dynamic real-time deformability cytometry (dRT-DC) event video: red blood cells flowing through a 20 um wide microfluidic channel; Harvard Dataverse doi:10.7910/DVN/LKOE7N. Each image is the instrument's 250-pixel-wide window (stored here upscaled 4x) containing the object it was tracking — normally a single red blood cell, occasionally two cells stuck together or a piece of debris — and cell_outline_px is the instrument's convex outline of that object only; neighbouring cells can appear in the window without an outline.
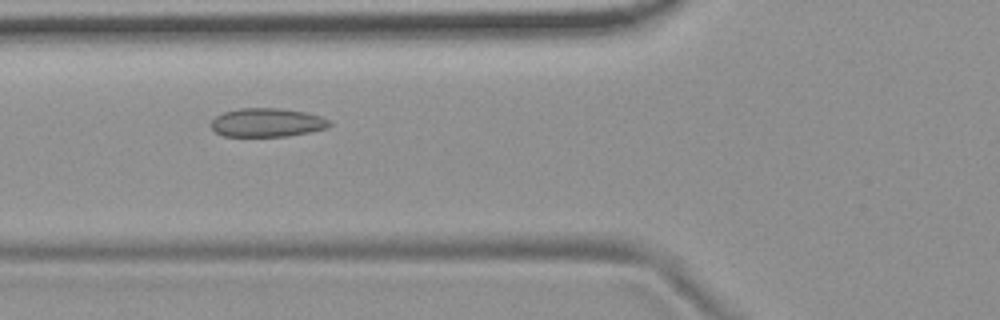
{"species": "common noctule bat (a hibernating species)", "species_latin": "Nyctalus noctula", "temperature_condition": "room temperature", "stored_images_in_passage": 41, "camera_frame_rate_fps": 3000, "um_per_image_px": 0.085, "animal": {"sex": "female", "body_mass_g": 19.9}, "frame": {"image": 1, "passage_image": 7, "time_ms": 2.0, "image_size_px": [1000, 320], "cell_outline_px": [[332, 124], [328, 128], [288, 136], [224, 136], [216, 132], [212, 128], [212, 120], [216, 116], [224, 112], [240, 108], [280, 108], [304, 112], [320, 116], [332, 120]], "centroid_in_image_um": [22.74, 10.41], "position_along_channel_um": 103.1, "area_um2": 19.77}}
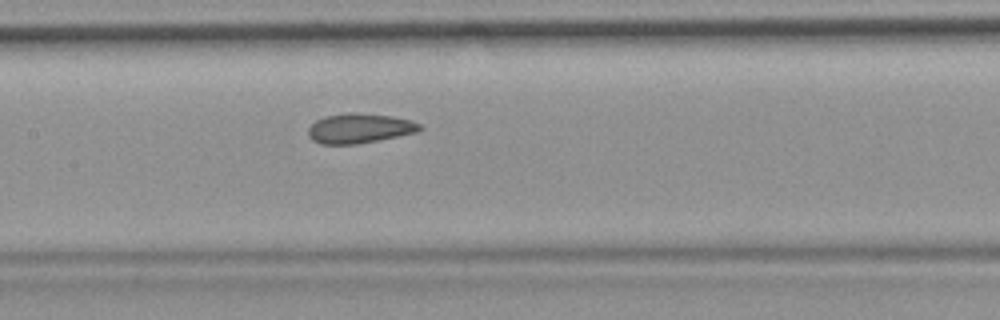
{"frame": {"image": 2, "passage_image": 13, "time_ms": 4.0, "image_size_px": [1000, 320], "cell_outline_px": [[424, 128], [416, 132], [356, 144], [320, 144], [312, 140], [308, 136], [308, 128], [316, 120], [324, 116], [348, 112], [352, 112], [392, 116], [412, 120], [420, 124]], "centroid_in_image_um": [30.53, 10.9], "position_along_channel_um": 176.9, "area_um2": 19.31}}
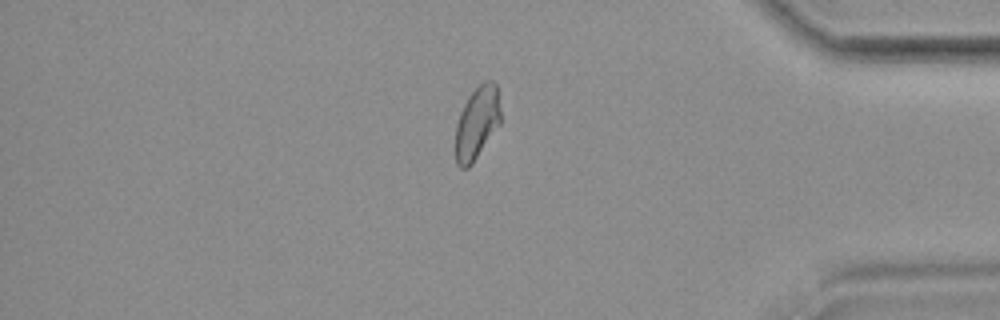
{"frame": {"image": 3, "passage_image": 33, "time_ms": 10.667, "image_size_px": [1000, 320], "cell_outline_px": [[500, 124], [472, 164], [468, 168], [460, 168], [456, 164], [456, 124], [460, 112], [468, 96], [484, 80], [492, 80], [496, 84], [500, 108]], "centroid_in_image_um": [40.54, 10.44], "position_along_channel_um": 394.7, "area_um2": 19.07}, "authors_computed_cell_mechanics": {"area_um2": 19.4208, "velocity_mm_per_s": 3.679, "shape_relaxation_time_tau1_ms": null, "shape_relaxation_time_tau2_ms": 1.6912, "deformation_change_tau1": null, "deformation_change_tau2": 0.0626}}